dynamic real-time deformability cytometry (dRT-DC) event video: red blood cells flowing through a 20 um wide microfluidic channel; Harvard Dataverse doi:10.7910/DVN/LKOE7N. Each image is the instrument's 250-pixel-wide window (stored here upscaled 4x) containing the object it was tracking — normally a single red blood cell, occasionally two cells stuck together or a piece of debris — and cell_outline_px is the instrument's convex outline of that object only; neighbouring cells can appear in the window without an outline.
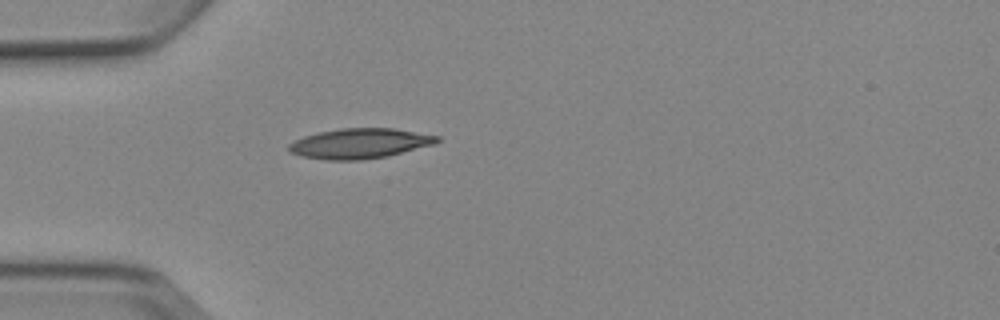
{"species": "Egyptian fruit bat (a non-hibernating species)", "species_latin": "Rousettus aegyptiacus", "temperature_condition": "cold", "stored_images_in_passage": 1, "camera_frame_rate_fps": 3000, "um_per_image_px": 0.085, "animal": {"sex": "female"}, "frame": {"image": 1, "passage_image": 1, "time_ms": 0.0, "image_size_px": [1000, 320], "cell_outline_px": [[440, 140], [436, 144], [388, 156], [360, 160], [324, 160], [300, 156], [288, 152], [288, 144], [304, 136], [320, 132], [340, 128], [392, 128], [440, 136]], "centroid_in_image_um": [30.58, 12.2], "position_along_channel_um": 54.4, "area_um2": 26.13}}